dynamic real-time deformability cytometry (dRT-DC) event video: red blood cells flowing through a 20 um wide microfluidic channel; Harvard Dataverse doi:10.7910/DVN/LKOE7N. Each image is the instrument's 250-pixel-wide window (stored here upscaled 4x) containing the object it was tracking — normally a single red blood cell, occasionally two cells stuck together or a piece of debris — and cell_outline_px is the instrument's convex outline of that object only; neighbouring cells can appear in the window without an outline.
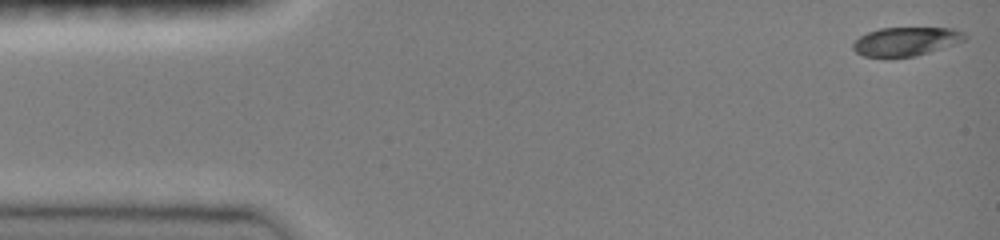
{"species": "common noctule bat (a hibernating species)", "species_latin": "Nyctalus noctula", "temperature_condition": "room temperature", "stored_images_in_passage": 37, "camera_frame_rate_fps": 3000, "um_per_image_px": 0.085, "animal": {"sex": "female", "body_mass_g": 19.0, "forearm_length_mm": 51.5}, "frame": {"image": 1, "passage_image": 1, "time_ms": 0.0, "image_size_px": [1000, 240], "cell_outline_px": [[968, 36], [964, 40], [956, 44], [916, 56], [864, 56], [856, 52], [852, 48], [852, 44], [860, 36], [868, 32], [880, 28], [952, 28], [964, 32]], "centroid_in_image_um": [77.04, 3.51], "position_along_channel_um": 8.0, "area_um2": 18.55}}
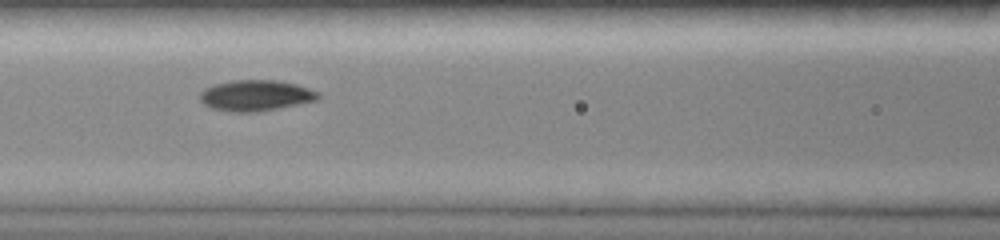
{"frame": {"image": 2, "passage_image": 16, "time_ms": 6.333, "image_size_px": [1000, 240], "cell_outline_px": [[320, 100], [260, 112], [228, 112], [212, 108], [204, 104], [200, 100], [200, 92], [204, 88], [216, 84], [232, 80], [276, 80], [296, 84], [308, 88], [316, 92], [320, 96]], "centroid_in_image_um": [21.74, 8.13], "position_along_channel_um": 144.9, "area_um2": 21.44}}
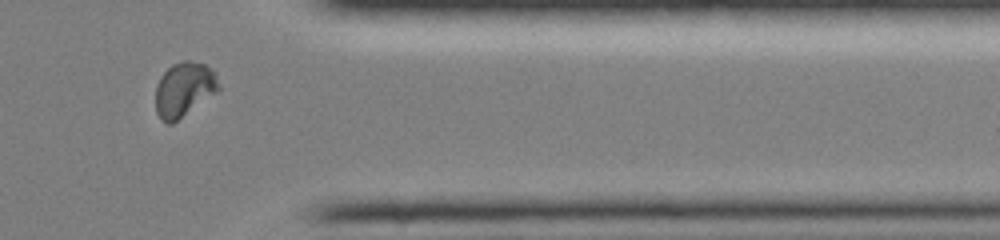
{"frame": {"image": 3, "passage_image": 32, "time_ms": 12.667, "image_size_px": [1000, 240], "cell_outline_px": [[220, 88], [216, 92], [172, 124], [168, 124], [160, 120], [156, 112], [156, 84], [160, 76], [172, 64], [180, 60], [192, 60], [204, 64], [212, 68], [216, 76]], "centroid_in_image_um": [15.62, 7.58], "position_along_channel_um": 395.8, "area_um2": 20.11}, "authors_computed_cell_mechanics": {"area_um2": 19.941, "velocity_mm_per_s": 4.0078, "shape_relaxation_time_tau1_ms": 4.0369, "shape_relaxation_time_tau2_ms": 4.3075, "deformation_change_tau1": 0.159, "deformation_change_tau2": 0.0478}}